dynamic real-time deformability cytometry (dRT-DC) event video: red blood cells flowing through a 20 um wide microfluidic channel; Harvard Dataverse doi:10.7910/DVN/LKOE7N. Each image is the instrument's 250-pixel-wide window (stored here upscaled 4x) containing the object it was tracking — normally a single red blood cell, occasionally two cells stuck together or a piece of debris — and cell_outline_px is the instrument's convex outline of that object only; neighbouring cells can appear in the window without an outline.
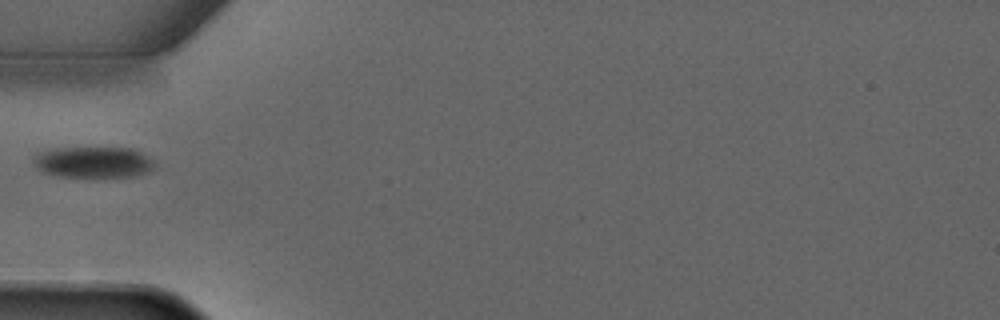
{"species": "common noctule bat (a hibernating species)", "species_latin": "Nyctalus noctula", "temperature_condition": "warm", "stored_images_in_passage": 2, "camera_frame_rate_fps": 3000, "um_per_image_px": 0.085, "animal": {"sex": "male", "forearm_length_mm": 52.5}, "frame": {"image": 1, "passage_image": 2, "time_ms": 1.333, "image_size_px": [1000, 320], "cell_outline_px": [[156, 164], [148, 172], [132, 176], [56, 176], [44, 172], [36, 168], [32, 164], [32, 152], [48, 148], [132, 148], [156, 160]], "centroid_in_image_um": [7.85, 13.76], "position_along_channel_um": 77.2, "area_um2": 22.31}}